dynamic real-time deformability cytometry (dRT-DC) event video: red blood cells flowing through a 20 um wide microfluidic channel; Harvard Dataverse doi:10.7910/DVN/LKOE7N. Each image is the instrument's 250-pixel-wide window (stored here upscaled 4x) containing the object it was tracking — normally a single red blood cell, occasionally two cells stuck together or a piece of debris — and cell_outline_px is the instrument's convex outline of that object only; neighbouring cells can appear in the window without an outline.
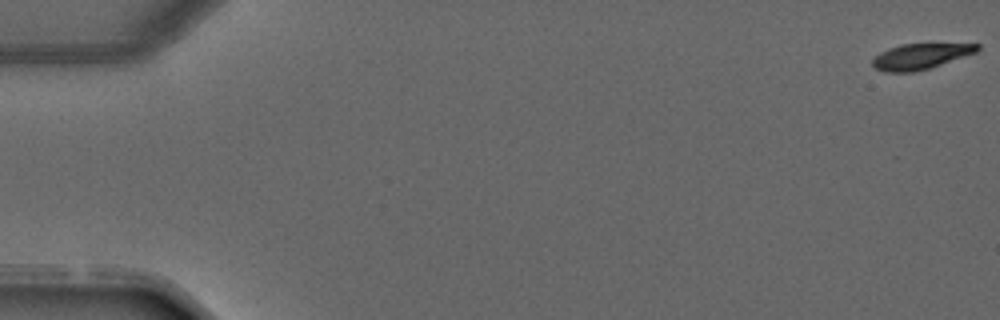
{"species": "common noctule bat (a hibernating species)", "species_latin": "Nyctalus noctula", "temperature_condition": "warm", "stored_images_in_passage": 4, "camera_frame_rate_fps": 3000, "um_per_image_px": 0.085, "animal": {"sex": "male", "forearm_length_mm": 52.5}, "frame": {"image": 1, "passage_image": 1, "time_ms": 0.0, "image_size_px": [1000, 320], "cell_outline_px": [[980, 48], [976, 52], [928, 68], [912, 72], [884, 72], [876, 68], [872, 64], [872, 60], [880, 52], [888, 48], [900, 44], [980, 44]], "centroid_in_image_um": [78.2, 4.78], "position_along_channel_um": 6.8, "area_um2": 15.32}}
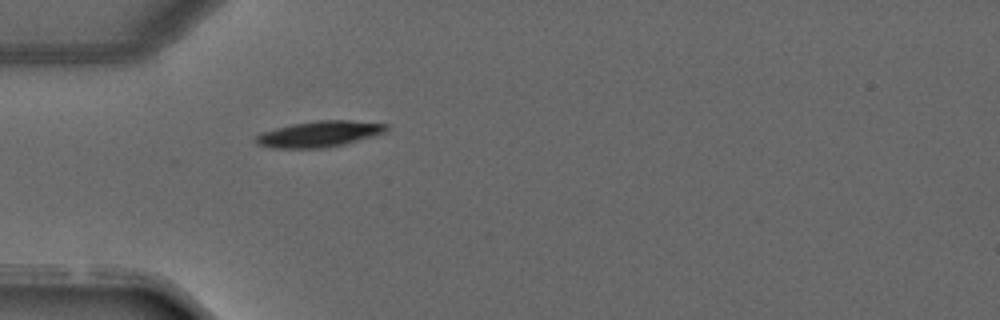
{"frame": {"image": 2, "passage_image": 4, "time_ms": 4.333, "image_size_px": [1000, 320], "cell_outline_px": [[388, 128], [384, 132], [372, 136], [344, 144], [324, 148], [268, 148], [256, 144], [252, 140], [260, 132], [292, 124], [316, 120], [352, 120], [388, 124]], "centroid_in_image_um": [27.07, 11.39], "position_along_channel_um": 57.9, "area_um2": 19.88}}